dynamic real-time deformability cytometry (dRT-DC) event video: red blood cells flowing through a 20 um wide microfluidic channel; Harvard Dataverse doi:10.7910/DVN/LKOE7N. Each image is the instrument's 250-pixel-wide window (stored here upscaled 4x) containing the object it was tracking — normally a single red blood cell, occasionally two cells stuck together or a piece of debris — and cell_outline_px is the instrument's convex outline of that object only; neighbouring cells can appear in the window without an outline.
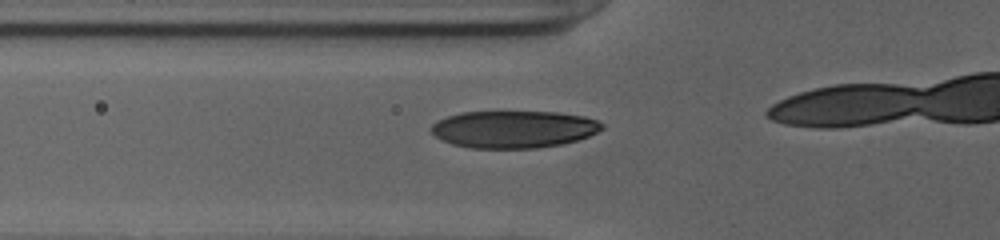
{"species": "human", "species_latin": "Homo sapiens", "temperature_condition": "cold", "stored_images_in_passage": 18, "camera_frame_rate_fps": 3000, "um_per_image_px": 0.085, "donor": {"sex": "female"}, "frame": {"image": 1, "passage_image": 13, "time_ms": 4.0, "image_size_px": [1000, 240], "cell_outline_px": [[604, 128], [588, 136], [564, 144], [536, 148], [472, 148], [452, 144], [436, 136], [432, 132], [432, 124], [448, 116], [460, 112], [556, 112], [584, 116], [596, 120], [604, 124]], "centroid_in_image_um": [43.69, 10.98], "position_along_channel_um": 82.1, "area_um2": 36.88}}
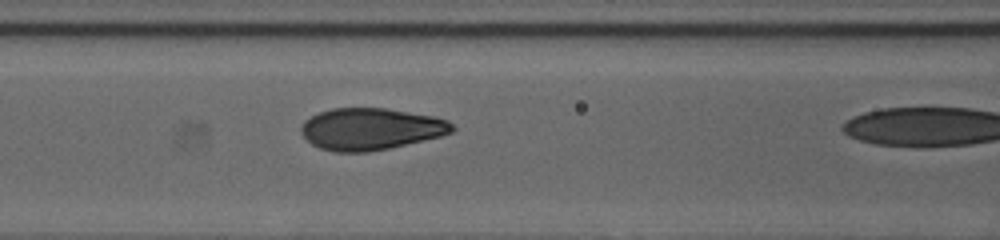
{"frame": {"image": 2, "passage_image": 17, "time_ms": 5.333, "image_size_px": [1000, 240], "cell_outline_px": [[456, 128], [452, 132], [440, 136], [388, 148], [368, 152], [332, 152], [320, 148], [312, 144], [300, 132], [300, 128], [304, 120], [320, 112], [332, 108], [384, 108], [432, 116], [448, 120]], "centroid_in_image_um": [31.48, 10.96], "position_along_channel_um": 135.1, "area_um2": 36.59}}